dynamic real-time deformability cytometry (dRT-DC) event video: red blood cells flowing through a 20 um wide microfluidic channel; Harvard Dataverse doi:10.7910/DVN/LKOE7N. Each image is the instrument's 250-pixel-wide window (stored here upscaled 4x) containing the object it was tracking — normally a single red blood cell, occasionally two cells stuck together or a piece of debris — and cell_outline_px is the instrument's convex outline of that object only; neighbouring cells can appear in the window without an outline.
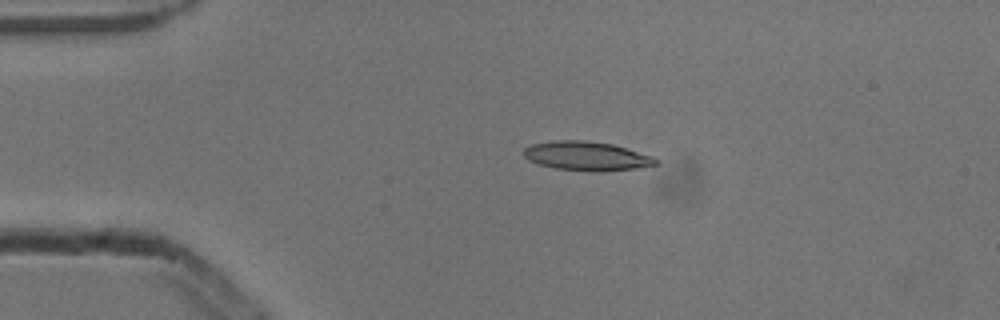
{"species": "common noctule bat (a hibernating species)", "species_latin": "Nyctalus noctula", "temperature_condition": "cold", "stored_images_in_passage": 43, "camera_frame_rate_fps": 3000, "um_per_image_px": 0.085, "animal": {"sex": "male", "body_mass_g": 13.3}, "frame": {"image": 1, "passage_image": 1, "time_ms": 0.0, "image_size_px": [1000, 320], "cell_outline_px": [[660, 164], [636, 168], [600, 172], [596, 172], [556, 168], [540, 164], [528, 160], [524, 156], [524, 148], [532, 144], [556, 140], [584, 140], [612, 144], [652, 156], [660, 160]], "centroid_in_image_um": [49.89, 13.26], "position_along_channel_um": 35.1, "area_um2": 22.31}}
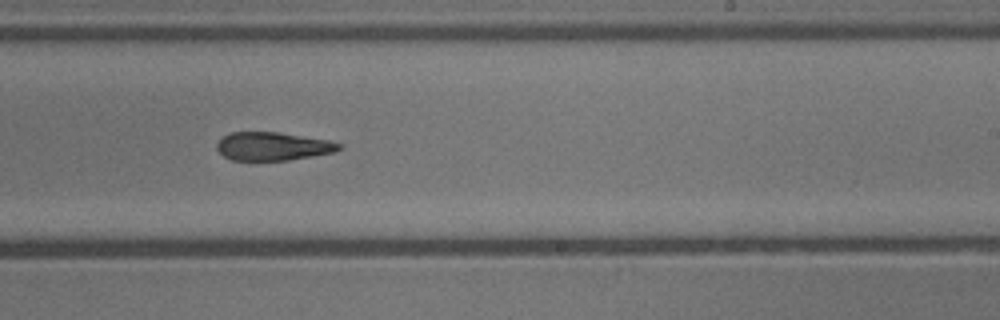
{"frame": {"image": 2, "passage_image": 22, "time_ms": 7.0, "image_size_px": [1000, 320], "cell_outline_px": [[344, 148], [336, 152], [288, 160], [232, 160], [224, 156], [216, 148], [216, 144], [228, 132], [280, 132], [328, 140], [340, 144]], "centroid_in_image_um": [23.2, 12.43], "position_along_channel_um": 265.8, "area_um2": 20.17}}
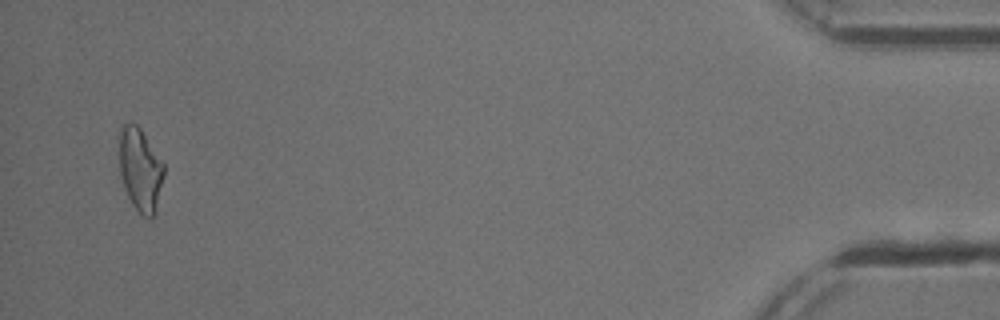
{"frame": {"image": 3, "passage_image": 41, "time_ms": 13.333, "image_size_px": [1000, 320], "cell_outline_px": [[164, 176], [156, 212], [148, 220], [132, 204], [128, 196], [120, 176], [116, 136], [120, 124], [136, 124], [140, 128], [164, 164]], "centroid_in_image_um": [11.87, 14.36], "position_along_channel_um": 423.3, "area_um2": 22.2}, "authors_computed_cell_mechanics": {"area_um2": 21.6172, "velocity_mm_per_s": 3.8651, "shape_relaxation_time_tau1_ms": 6.05, "shape_relaxation_time_tau2_ms": 10.2975, "deformation_change_tau1": 0.1866, "deformation_change_tau2": 0.2623}}